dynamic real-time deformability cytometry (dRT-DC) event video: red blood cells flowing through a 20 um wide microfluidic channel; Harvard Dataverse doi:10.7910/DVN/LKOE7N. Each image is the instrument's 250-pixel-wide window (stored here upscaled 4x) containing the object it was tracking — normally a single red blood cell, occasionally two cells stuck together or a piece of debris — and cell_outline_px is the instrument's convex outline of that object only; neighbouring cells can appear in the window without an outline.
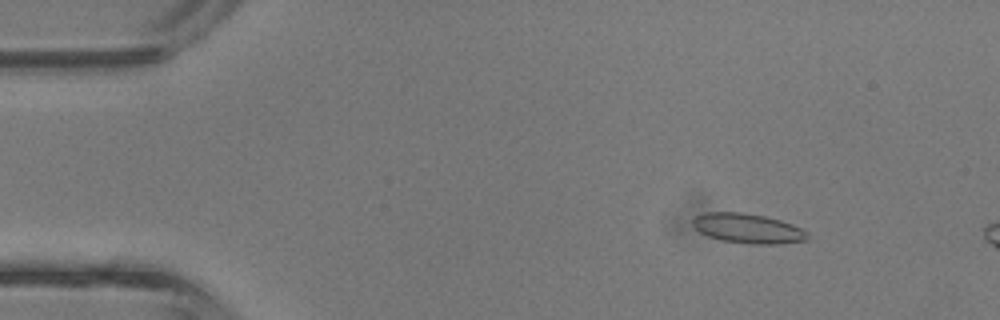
{"species": "common noctule bat (a hibernating species)", "species_latin": "Nyctalus noctula", "temperature_condition": "room temperature", "stored_images_in_passage": 4, "camera_frame_rate_fps": 3000, "um_per_image_px": 0.085, "animal": {"sex": "male", "body_mass_g": 13.3}, "frame": {"image": 1, "passage_image": 2, "time_ms": 0.333, "image_size_px": [1000, 320], "cell_outline_px": [[808, 240], [780, 244], [748, 244], [720, 240], [708, 236], [700, 232], [692, 224], [692, 220], [696, 216], [704, 212], [744, 212], [764, 216], [780, 220], [792, 224], [808, 232]], "centroid_in_image_um": [63.57, 19.42], "position_along_channel_um": 21.4, "area_um2": 20.0}}